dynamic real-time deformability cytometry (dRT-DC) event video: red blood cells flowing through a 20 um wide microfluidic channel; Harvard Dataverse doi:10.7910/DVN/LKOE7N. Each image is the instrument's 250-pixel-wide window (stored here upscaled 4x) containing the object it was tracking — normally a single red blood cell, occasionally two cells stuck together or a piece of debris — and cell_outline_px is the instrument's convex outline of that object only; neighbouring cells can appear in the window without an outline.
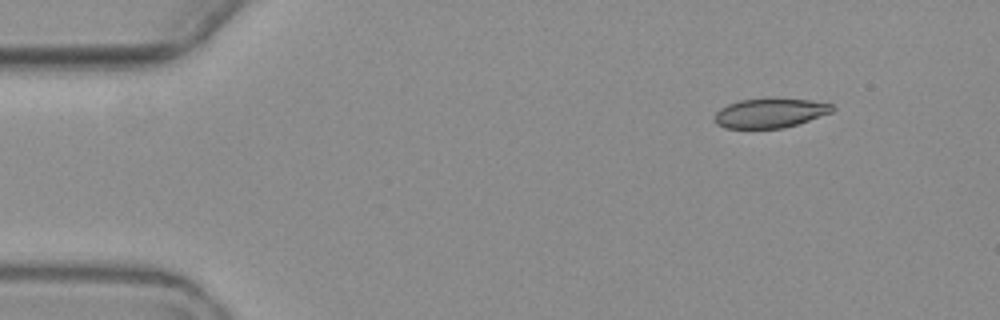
{"species": "common noctule bat (a hibernating species)", "species_latin": "Nyctalus noctula", "temperature_condition": "warm", "stored_images_in_passage": 3, "camera_frame_rate_fps": 3000, "um_per_image_px": 0.085, "animal": {"sex": "female", "body_mass_g": 19.3, "forearm_length_mm": 54.1}, "frame": {"image": 1, "passage_image": 1, "time_ms": 0.0, "image_size_px": [1000, 320], "cell_outline_px": [[836, 108], [832, 112], [784, 128], [724, 128], [716, 124], [712, 116], [720, 108], [728, 104], [740, 100], [764, 96], [812, 100], [832, 104]], "centroid_in_image_um": [65.42, 9.57], "position_along_channel_um": 19.6, "area_um2": 20.81}}